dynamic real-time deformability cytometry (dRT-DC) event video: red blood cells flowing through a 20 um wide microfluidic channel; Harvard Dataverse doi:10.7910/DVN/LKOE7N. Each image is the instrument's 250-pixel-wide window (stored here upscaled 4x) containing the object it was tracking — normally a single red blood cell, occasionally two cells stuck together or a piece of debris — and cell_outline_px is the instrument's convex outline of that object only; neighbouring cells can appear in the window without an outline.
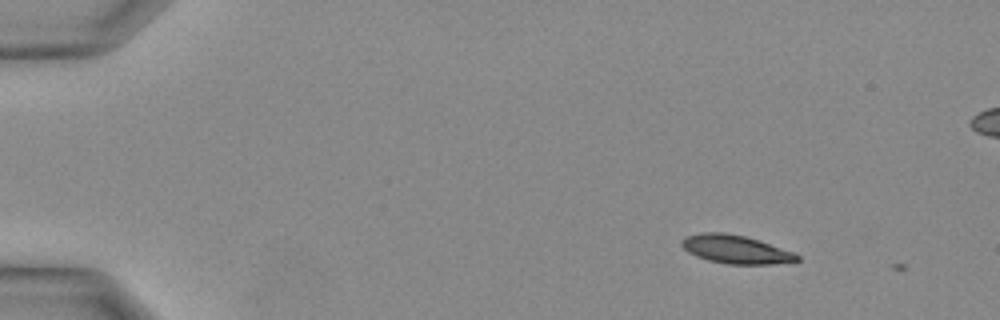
{"species": "Egyptian fruit bat (a non-hibernating species)", "species_latin": "Rousettus aegyptiacus", "temperature_condition": "warm", "stored_images_in_passage": 4, "camera_frame_rate_fps": 3000, "um_per_image_px": 0.085, "animal": {"sex": "female"}, "frame": {"image": 1, "passage_image": 2, "time_ms": 0.333, "image_size_px": [1000, 320], "cell_outline_px": [[800, 260], [772, 264], [728, 264], [708, 260], [696, 256], [688, 252], [680, 244], [680, 240], [684, 236], [704, 232], [724, 232], [744, 236], [792, 252], [800, 256]], "centroid_in_image_um": [62.46, 21.19], "position_along_channel_um": 22.5, "area_um2": 18.84}}